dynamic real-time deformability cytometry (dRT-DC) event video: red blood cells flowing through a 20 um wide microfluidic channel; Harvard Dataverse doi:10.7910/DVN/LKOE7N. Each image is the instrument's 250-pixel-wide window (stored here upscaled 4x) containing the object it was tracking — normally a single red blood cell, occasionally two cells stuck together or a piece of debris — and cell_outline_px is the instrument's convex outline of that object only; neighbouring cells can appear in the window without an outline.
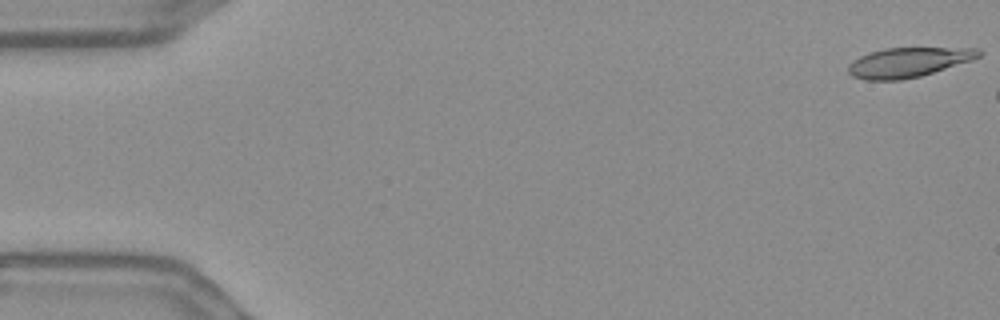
{"species": "Egyptian fruit bat (a non-hibernating species)", "species_latin": "Rousettus aegyptiacus", "temperature_condition": "warm", "stored_images_in_passage": 11, "camera_frame_rate_fps": 3000, "um_per_image_px": 0.085, "frame": {"image": 1, "passage_image": 1, "time_ms": 0.0, "image_size_px": [1000, 320], "cell_outline_px": [[984, 52], [980, 56], [972, 60], [920, 76], [900, 80], [864, 80], [852, 76], [848, 72], [848, 64], [852, 60], [868, 52], [884, 48], [980, 48]], "centroid_in_image_um": [77.19, 5.29], "position_along_channel_um": 7.8, "area_um2": 22.66}}